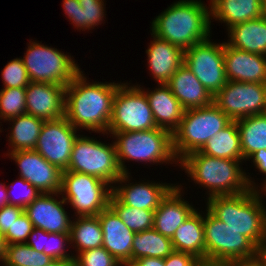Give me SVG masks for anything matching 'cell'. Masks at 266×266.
I'll use <instances>...</instances> for the list:
<instances>
[{"instance_id": "49", "label": "cell", "mask_w": 266, "mask_h": 266, "mask_svg": "<svg viewBox=\"0 0 266 266\" xmlns=\"http://www.w3.org/2000/svg\"><path fill=\"white\" fill-rule=\"evenodd\" d=\"M8 204L7 186L0 183V208Z\"/></svg>"}, {"instance_id": "28", "label": "cell", "mask_w": 266, "mask_h": 266, "mask_svg": "<svg viewBox=\"0 0 266 266\" xmlns=\"http://www.w3.org/2000/svg\"><path fill=\"white\" fill-rule=\"evenodd\" d=\"M62 4L67 18L76 29H94L102 24L106 16L104 0H63Z\"/></svg>"}, {"instance_id": "21", "label": "cell", "mask_w": 266, "mask_h": 266, "mask_svg": "<svg viewBox=\"0 0 266 266\" xmlns=\"http://www.w3.org/2000/svg\"><path fill=\"white\" fill-rule=\"evenodd\" d=\"M180 187L181 185H176L160 202L154 213L153 228L169 238H172L178 227L195 210L192 204L182 198Z\"/></svg>"}, {"instance_id": "50", "label": "cell", "mask_w": 266, "mask_h": 266, "mask_svg": "<svg viewBox=\"0 0 266 266\" xmlns=\"http://www.w3.org/2000/svg\"><path fill=\"white\" fill-rule=\"evenodd\" d=\"M5 242H4V238L3 236L0 234V262L1 264L4 261V257H5Z\"/></svg>"}, {"instance_id": "13", "label": "cell", "mask_w": 266, "mask_h": 266, "mask_svg": "<svg viewBox=\"0 0 266 266\" xmlns=\"http://www.w3.org/2000/svg\"><path fill=\"white\" fill-rule=\"evenodd\" d=\"M184 64L214 96L227 83L224 43L211 42L210 37L184 51Z\"/></svg>"}, {"instance_id": "29", "label": "cell", "mask_w": 266, "mask_h": 266, "mask_svg": "<svg viewBox=\"0 0 266 266\" xmlns=\"http://www.w3.org/2000/svg\"><path fill=\"white\" fill-rule=\"evenodd\" d=\"M202 154L233 160H244L237 121L216 133L200 150Z\"/></svg>"}, {"instance_id": "26", "label": "cell", "mask_w": 266, "mask_h": 266, "mask_svg": "<svg viewBox=\"0 0 266 266\" xmlns=\"http://www.w3.org/2000/svg\"><path fill=\"white\" fill-rule=\"evenodd\" d=\"M231 47L259 55H266V18L263 16L236 24L228 30Z\"/></svg>"}, {"instance_id": "4", "label": "cell", "mask_w": 266, "mask_h": 266, "mask_svg": "<svg viewBox=\"0 0 266 266\" xmlns=\"http://www.w3.org/2000/svg\"><path fill=\"white\" fill-rule=\"evenodd\" d=\"M262 191L249 189L237 195L207 198V210L255 246L266 237V207Z\"/></svg>"}, {"instance_id": "44", "label": "cell", "mask_w": 266, "mask_h": 266, "mask_svg": "<svg viewBox=\"0 0 266 266\" xmlns=\"http://www.w3.org/2000/svg\"><path fill=\"white\" fill-rule=\"evenodd\" d=\"M251 160L256 167L257 170H259L260 173L266 175V149H260L257 152L253 153L248 160ZM266 178V177H265ZM261 191L266 192V179L264 180V184L261 185Z\"/></svg>"}, {"instance_id": "12", "label": "cell", "mask_w": 266, "mask_h": 266, "mask_svg": "<svg viewBox=\"0 0 266 266\" xmlns=\"http://www.w3.org/2000/svg\"><path fill=\"white\" fill-rule=\"evenodd\" d=\"M213 103L232 121L266 113V83L227 80L213 96Z\"/></svg>"}, {"instance_id": "17", "label": "cell", "mask_w": 266, "mask_h": 266, "mask_svg": "<svg viewBox=\"0 0 266 266\" xmlns=\"http://www.w3.org/2000/svg\"><path fill=\"white\" fill-rule=\"evenodd\" d=\"M65 93L63 85L30 82L26 87V113L43 121L61 119L65 116Z\"/></svg>"}, {"instance_id": "19", "label": "cell", "mask_w": 266, "mask_h": 266, "mask_svg": "<svg viewBox=\"0 0 266 266\" xmlns=\"http://www.w3.org/2000/svg\"><path fill=\"white\" fill-rule=\"evenodd\" d=\"M97 216L103 232L102 246L121 265L127 266L132 261V243L135 233L123 223L109 206Z\"/></svg>"}, {"instance_id": "43", "label": "cell", "mask_w": 266, "mask_h": 266, "mask_svg": "<svg viewBox=\"0 0 266 266\" xmlns=\"http://www.w3.org/2000/svg\"><path fill=\"white\" fill-rule=\"evenodd\" d=\"M198 261L193 254L173 251L164 259L165 266H193Z\"/></svg>"}, {"instance_id": "39", "label": "cell", "mask_w": 266, "mask_h": 266, "mask_svg": "<svg viewBox=\"0 0 266 266\" xmlns=\"http://www.w3.org/2000/svg\"><path fill=\"white\" fill-rule=\"evenodd\" d=\"M3 88L27 87L30 79L21 58L12 59L1 72Z\"/></svg>"}, {"instance_id": "45", "label": "cell", "mask_w": 266, "mask_h": 266, "mask_svg": "<svg viewBox=\"0 0 266 266\" xmlns=\"http://www.w3.org/2000/svg\"><path fill=\"white\" fill-rule=\"evenodd\" d=\"M127 266H165L163 258L144 257L131 261Z\"/></svg>"}, {"instance_id": "22", "label": "cell", "mask_w": 266, "mask_h": 266, "mask_svg": "<svg viewBox=\"0 0 266 266\" xmlns=\"http://www.w3.org/2000/svg\"><path fill=\"white\" fill-rule=\"evenodd\" d=\"M166 85L185 110L201 108L213 103V95L183 63Z\"/></svg>"}, {"instance_id": "36", "label": "cell", "mask_w": 266, "mask_h": 266, "mask_svg": "<svg viewBox=\"0 0 266 266\" xmlns=\"http://www.w3.org/2000/svg\"><path fill=\"white\" fill-rule=\"evenodd\" d=\"M49 255L32 249L27 243L5 246V257L1 266H47L52 263Z\"/></svg>"}, {"instance_id": "5", "label": "cell", "mask_w": 266, "mask_h": 266, "mask_svg": "<svg viewBox=\"0 0 266 266\" xmlns=\"http://www.w3.org/2000/svg\"><path fill=\"white\" fill-rule=\"evenodd\" d=\"M116 147L117 161L123 173H128L126 160L148 163H171L178 159L173 151L172 133L162 128L134 132H109ZM172 161V162H170Z\"/></svg>"}, {"instance_id": "34", "label": "cell", "mask_w": 266, "mask_h": 266, "mask_svg": "<svg viewBox=\"0 0 266 266\" xmlns=\"http://www.w3.org/2000/svg\"><path fill=\"white\" fill-rule=\"evenodd\" d=\"M26 242L32 249L49 255L54 260L73 262L74 255L67 254L65 245L70 244L69 233H48L34 228Z\"/></svg>"}, {"instance_id": "52", "label": "cell", "mask_w": 266, "mask_h": 266, "mask_svg": "<svg viewBox=\"0 0 266 266\" xmlns=\"http://www.w3.org/2000/svg\"><path fill=\"white\" fill-rule=\"evenodd\" d=\"M264 18H266V0H263V15Z\"/></svg>"}, {"instance_id": "7", "label": "cell", "mask_w": 266, "mask_h": 266, "mask_svg": "<svg viewBox=\"0 0 266 266\" xmlns=\"http://www.w3.org/2000/svg\"><path fill=\"white\" fill-rule=\"evenodd\" d=\"M66 171L95 176L112 187L123 174L117 161L114 142L109 145L80 134L74 141Z\"/></svg>"}, {"instance_id": "40", "label": "cell", "mask_w": 266, "mask_h": 266, "mask_svg": "<svg viewBox=\"0 0 266 266\" xmlns=\"http://www.w3.org/2000/svg\"><path fill=\"white\" fill-rule=\"evenodd\" d=\"M11 185L12 187L11 186L9 187V185L7 186L8 204L19 206L24 209L40 195V192L31 183H29L27 180L23 179L22 177H20V179L17 180L16 183L13 182ZM17 186L18 190L22 189V192H19L17 196L16 195L14 196L11 194L13 192L12 189L13 190L17 189Z\"/></svg>"}, {"instance_id": "18", "label": "cell", "mask_w": 266, "mask_h": 266, "mask_svg": "<svg viewBox=\"0 0 266 266\" xmlns=\"http://www.w3.org/2000/svg\"><path fill=\"white\" fill-rule=\"evenodd\" d=\"M130 173H123L121 178L115 183L121 184L112 187V193L125 205L137 209L155 211L160 202L175 187L176 184L140 182L130 183ZM128 181V182H127ZM122 183H125L122 184ZM129 183V184H126Z\"/></svg>"}, {"instance_id": "35", "label": "cell", "mask_w": 266, "mask_h": 266, "mask_svg": "<svg viewBox=\"0 0 266 266\" xmlns=\"http://www.w3.org/2000/svg\"><path fill=\"white\" fill-rule=\"evenodd\" d=\"M109 207L134 233L153 228L155 211L125 205L113 193L109 199Z\"/></svg>"}, {"instance_id": "20", "label": "cell", "mask_w": 266, "mask_h": 266, "mask_svg": "<svg viewBox=\"0 0 266 266\" xmlns=\"http://www.w3.org/2000/svg\"><path fill=\"white\" fill-rule=\"evenodd\" d=\"M224 64L229 81L266 83V55L237 50L224 42Z\"/></svg>"}, {"instance_id": "27", "label": "cell", "mask_w": 266, "mask_h": 266, "mask_svg": "<svg viewBox=\"0 0 266 266\" xmlns=\"http://www.w3.org/2000/svg\"><path fill=\"white\" fill-rule=\"evenodd\" d=\"M174 251L193 254L205 259V234L203 217L196 209L175 231L171 238Z\"/></svg>"}, {"instance_id": "14", "label": "cell", "mask_w": 266, "mask_h": 266, "mask_svg": "<svg viewBox=\"0 0 266 266\" xmlns=\"http://www.w3.org/2000/svg\"><path fill=\"white\" fill-rule=\"evenodd\" d=\"M77 131L65 117L44 121L34 150L61 171H66Z\"/></svg>"}, {"instance_id": "9", "label": "cell", "mask_w": 266, "mask_h": 266, "mask_svg": "<svg viewBox=\"0 0 266 266\" xmlns=\"http://www.w3.org/2000/svg\"><path fill=\"white\" fill-rule=\"evenodd\" d=\"M121 83L114 96L108 132H134L157 128L141 85Z\"/></svg>"}, {"instance_id": "51", "label": "cell", "mask_w": 266, "mask_h": 266, "mask_svg": "<svg viewBox=\"0 0 266 266\" xmlns=\"http://www.w3.org/2000/svg\"><path fill=\"white\" fill-rule=\"evenodd\" d=\"M73 262L70 261H61V260H54L47 266H70Z\"/></svg>"}, {"instance_id": "25", "label": "cell", "mask_w": 266, "mask_h": 266, "mask_svg": "<svg viewBox=\"0 0 266 266\" xmlns=\"http://www.w3.org/2000/svg\"><path fill=\"white\" fill-rule=\"evenodd\" d=\"M210 19L232 26L263 15V0H210Z\"/></svg>"}, {"instance_id": "32", "label": "cell", "mask_w": 266, "mask_h": 266, "mask_svg": "<svg viewBox=\"0 0 266 266\" xmlns=\"http://www.w3.org/2000/svg\"><path fill=\"white\" fill-rule=\"evenodd\" d=\"M76 218L75 221H71L70 245L74 246L77 253L101 247L103 232L98 216H78Z\"/></svg>"}, {"instance_id": "38", "label": "cell", "mask_w": 266, "mask_h": 266, "mask_svg": "<svg viewBox=\"0 0 266 266\" xmlns=\"http://www.w3.org/2000/svg\"><path fill=\"white\" fill-rule=\"evenodd\" d=\"M76 254L73 258L76 266H122L103 246Z\"/></svg>"}, {"instance_id": "11", "label": "cell", "mask_w": 266, "mask_h": 266, "mask_svg": "<svg viewBox=\"0 0 266 266\" xmlns=\"http://www.w3.org/2000/svg\"><path fill=\"white\" fill-rule=\"evenodd\" d=\"M206 211L203 217L205 259L228 262L255 258L256 246L247 237Z\"/></svg>"}, {"instance_id": "41", "label": "cell", "mask_w": 266, "mask_h": 266, "mask_svg": "<svg viewBox=\"0 0 266 266\" xmlns=\"http://www.w3.org/2000/svg\"><path fill=\"white\" fill-rule=\"evenodd\" d=\"M34 226L27 215L23 213L11 226V230L3 236L6 245L26 243Z\"/></svg>"}, {"instance_id": "2", "label": "cell", "mask_w": 266, "mask_h": 266, "mask_svg": "<svg viewBox=\"0 0 266 266\" xmlns=\"http://www.w3.org/2000/svg\"><path fill=\"white\" fill-rule=\"evenodd\" d=\"M152 34L186 51L210 37V8L201 0H179L152 21Z\"/></svg>"}, {"instance_id": "37", "label": "cell", "mask_w": 266, "mask_h": 266, "mask_svg": "<svg viewBox=\"0 0 266 266\" xmlns=\"http://www.w3.org/2000/svg\"><path fill=\"white\" fill-rule=\"evenodd\" d=\"M26 113V87L0 90V119H8ZM1 129V128H0ZM0 132H2L0 130Z\"/></svg>"}, {"instance_id": "48", "label": "cell", "mask_w": 266, "mask_h": 266, "mask_svg": "<svg viewBox=\"0 0 266 266\" xmlns=\"http://www.w3.org/2000/svg\"><path fill=\"white\" fill-rule=\"evenodd\" d=\"M193 266H226V262L198 259V261Z\"/></svg>"}, {"instance_id": "42", "label": "cell", "mask_w": 266, "mask_h": 266, "mask_svg": "<svg viewBox=\"0 0 266 266\" xmlns=\"http://www.w3.org/2000/svg\"><path fill=\"white\" fill-rule=\"evenodd\" d=\"M24 213V209L12 204L0 208V234L4 236L11 230L12 224Z\"/></svg>"}, {"instance_id": "24", "label": "cell", "mask_w": 266, "mask_h": 266, "mask_svg": "<svg viewBox=\"0 0 266 266\" xmlns=\"http://www.w3.org/2000/svg\"><path fill=\"white\" fill-rule=\"evenodd\" d=\"M142 90L147 96L157 127L173 133L185 112L179 100L166 84H159L153 91Z\"/></svg>"}, {"instance_id": "3", "label": "cell", "mask_w": 266, "mask_h": 266, "mask_svg": "<svg viewBox=\"0 0 266 266\" xmlns=\"http://www.w3.org/2000/svg\"><path fill=\"white\" fill-rule=\"evenodd\" d=\"M242 161L211 157L196 151L182 158L178 164L195 184L209 190L207 195L210 198L258 190L256 187L259 186L254 185L256 183L240 167Z\"/></svg>"}, {"instance_id": "1", "label": "cell", "mask_w": 266, "mask_h": 266, "mask_svg": "<svg viewBox=\"0 0 266 266\" xmlns=\"http://www.w3.org/2000/svg\"><path fill=\"white\" fill-rule=\"evenodd\" d=\"M120 84L88 82L81 71L66 86L64 117L77 130L83 128L107 134L114 96Z\"/></svg>"}, {"instance_id": "10", "label": "cell", "mask_w": 266, "mask_h": 266, "mask_svg": "<svg viewBox=\"0 0 266 266\" xmlns=\"http://www.w3.org/2000/svg\"><path fill=\"white\" fill-rule=\"evenodd\" d=\"M60 194L75 209L77 217L95 216L109 206L112 186L95 176L63 171Z\"/></svg>"}, {"instance_id": "16", "label": "cell", "mask_w": 266, "mask_h": 266, "mask_svg": "<svg viewBox=\"0 0 266 266\" xmlns=\"http://www.w3.org/2000/svg\"><path fill=\"white\" fill-rule=\"evenodd\" d=\"M58 194V195H57ZM58 193H40L28 206L24 213L32 222L34 228H40L48 233H70L71 219L63 205L68 204L64 198L57 200Z\"/></svg>"}, {"instance_id": "15", "label": "cell", "mask_w": 266, "mask_h": 266, "mask_svg": "<svg viewBox=\"0 0 266 266\" xmlns=\"http://www.w3.org/2000/svg\"><path fill=\"white\" fill-rule=\"evenodd\" d=\"M19 167L20 176L40 193H58L61 190L62 172L45 160L36 150H21L7 154Z\"/></svg>"}, {"instance_id": "46", "label": "cell", "mask_w": 266, "mask_h": 266, "mask_svg": "<svg viewBox=\"0 0 266 266\" xmlns=\"http://www.w3.org/2000/svg\"><path fill=\"white\" fill-rule=\"evenodd\" d=\"M255 259L259 262L260 266H266V237L256 245Z\"/></svg>"}, {"instance_id": "33", "label": "cell", "mask_w": 266, "mask_h": 266, "mask_svg": "<svg viewBox=\"0 0 266 266\" xmlns=\"http://www.w3.org/2000/svg\"><path fill=\"white\" fill-rule=\"evenodd\" d=\"M173 251L171 238L163 236L154 228L134 234L132 261L144 257L165 259Z\"/></svg>"}, {"instance_id": "30", "label": "cell", "mask_w": 266, "mask_h": 266, "mask_svg": "<svg viewBox=\"0 0 266 266\" xmlns=\"http://www.w3.org/2000/svg\"><path fill=\"white\" fill-rule=\"evenodd\" d=\"M13 122L9 134V153L21 150H34L44 121L30 114H23L8 119Z\"/></svg>"}, {"instance_id": "8", "label": "cell", "mask_w": 266, "mask_h": 266, "mask_svg": "<svg viewBox=\"0 0 266 266\" xmlns=\"http://www.w3.org/2000/svg\"><path fill=\"white\" fill-rule=\"evenodd\" d=\"M25 56L21 59L30 82L67 86L80 72L72 56L56 48L30 40Z\"/></svg>"}, {"instance_id": "23", "label": "cell", "mask_w": 266, "mask_h": 266, "mask_svg": "<svg viewBox=\"0 0 266 266\" xmlns=\"http://www.w3.org/2000/svg\"><path fill=\"white\" fill-rule=\"evenodd\" d=\"M146 50L148 67L158 84H166L177 69L184 63V51L166 40L152 34Z\"/></svg>"}, {"instance_id": "47", "label": "cell", "mask_w": 266, "mask_h": 266, "mask_svg": "<svg viewBox=\"0 0 266 266\" xmlns=\"http://www.w3.org/2000/svg\"><path fill=\"white\" fill-rule=\"evenodd\" d=\"M226 266H260L259 262L255 259L246 260H233L226 262Z\"/></svg>"}, {"instance_id": "31", "label": "cell", "mask_w": 266, "mask_h": 266, "mask_svg": "<svg viewBox=\"0 0 266 266\" xmlns=\"http://www.w3.org/2000/svg\"><path fill=\"white\" fill-rule=\"evenodd\" d=\"M237 121L243 159L260 149H266V113L241 118Z\"/></svg>"}, {"instance_id": "6", "label": "cell", "mask_w": 266, "mask_h": 266, "mask_svg": "<svg viewBox=\"0 0 266 266\" xmlns=\"http://www.w3.org/2000/svg\"><path fill=\"white\" fill-rule=\"evenodd\" d=\"M231 122L214 103L185 110L178 128L172 133L173 151L178 162L190 153L200 151L209 139Z\"/></svg>"}]
</instances>
